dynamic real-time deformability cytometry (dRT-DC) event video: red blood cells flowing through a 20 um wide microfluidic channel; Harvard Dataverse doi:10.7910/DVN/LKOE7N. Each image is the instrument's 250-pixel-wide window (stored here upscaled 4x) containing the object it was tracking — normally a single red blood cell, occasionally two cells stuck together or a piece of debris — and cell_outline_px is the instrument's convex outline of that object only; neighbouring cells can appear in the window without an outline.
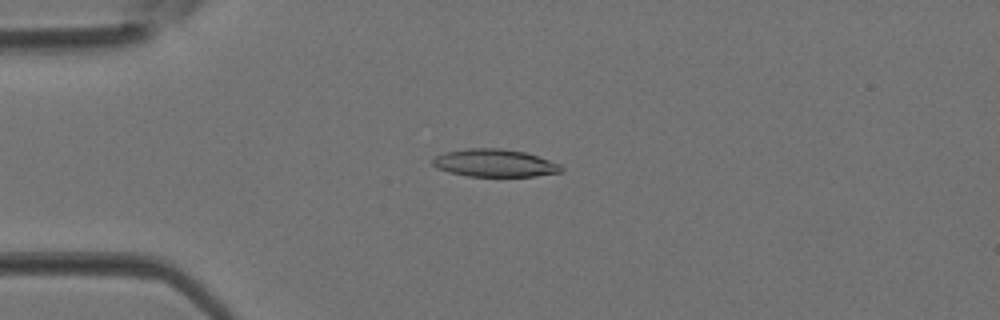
{"species": "Egyptian fruit bat (a non-hibernating species)", "species_latin": "Rousettus aegyptiacus", "temperature_condition": "room temperature", "stored_images_in_passage": 2, "camera_frame_rate_fps": 3000, "um_per_image_px": 0.085, "animal": {"sex": "female"}, "frame": {"image": 1, "passage_image": 2, "time_ms": 0.333, "image_size_px": [1000, 320], "cell_outline_px": [[564, 172], [536, 176], [468, 176], [448, 172], [436, 168], [432, 164], [432, 160], [436, 156], [444, 152], [468, 148], [500, 148], [524, 152], [560, 164], [564, 168]], "centroid_in_image_um": [42.04, 13.86], "position_along_channel_um": 43.0, "area_um2": 20.75}}